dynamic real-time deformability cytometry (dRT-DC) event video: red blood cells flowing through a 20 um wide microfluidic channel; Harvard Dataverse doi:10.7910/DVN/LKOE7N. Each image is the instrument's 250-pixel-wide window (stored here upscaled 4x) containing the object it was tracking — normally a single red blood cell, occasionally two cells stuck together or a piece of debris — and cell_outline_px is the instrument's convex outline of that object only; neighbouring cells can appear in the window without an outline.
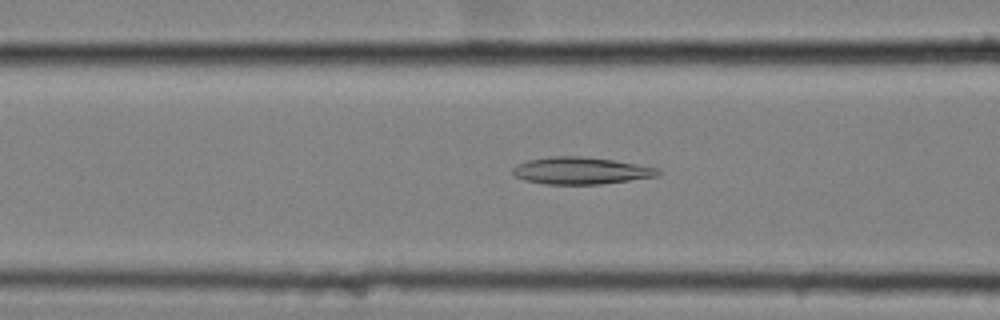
{"species": "common noctule bat (a hibernating species)", "species_latin": "Nyctalus noctula", "temperature_condition": "cold", "stored_images_in_passage": 58, "camera_frame_rate_fps": 3000, "um_per_image_px": 0.085, "animal": {"sex": "female", "body_mass_g": 25.1}, "frame": {"image": 1, "passage_image": 24, "time_ms": 7.667, "image_size_px": [1000, 320], "cell_outline_px": [[660, 172], [656, 176], [600, 184], [544, 184], [524, 180], [516, 176], [512, 172], [512, 168], [528, 160], [552, 156], [580, 156], [612, 160], [636, 164], [656, 168]], "centroid_in_image_um": [49.32, 14.51], "position_along_channel_um": 117.3, "area_um2": 22.48}}
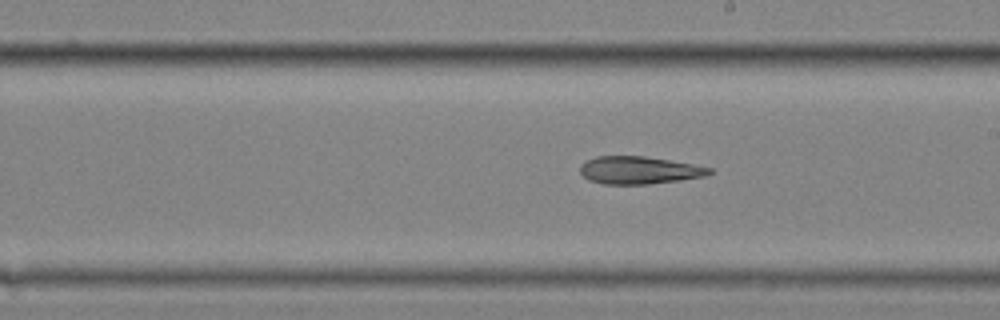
{"frame": {"image": 2, "passage_image": 34, "time_ms": 11.0, "image_size_px": [1000, 320], "cell_outline_px": [[712, 172], [704, 176], [680, 180], [648, 184], [604, 184], [588, 180], [580, 172], [580, 164], [596, 156], [644, 156], [668, 160], [712, 168]], "centroid_in_image_um": [54.28, 14.47], "position_along_channel_um": 234.7, "area_um2": 20.58}}
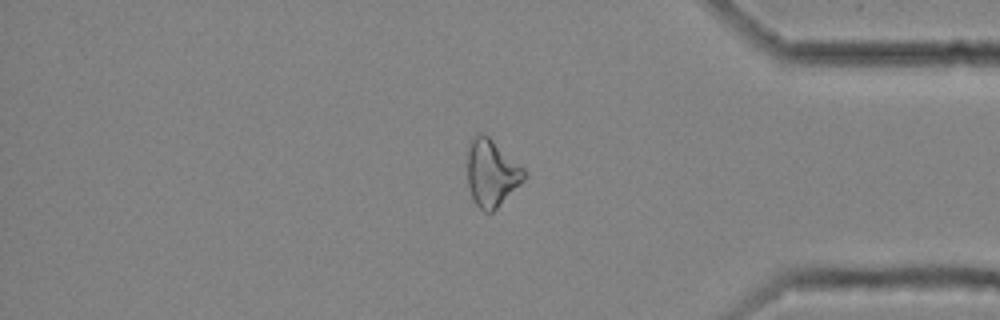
{"frame": {"image": 3, "passage_image": 49, "time_ms": 16.0, "image_size_px": [1000, 320], "cell_outline_px": [[528, 176], [492, 212], [484, 212], [472, 200], [468, 184], [468, 148], [472, 136], [480, 132], [484, 132], [524, 168], [528, 172]], "centroid_in_image_um": [41.79, 14.68], "position_along_channel_um": 393.4, "area_um2": 22.2}}